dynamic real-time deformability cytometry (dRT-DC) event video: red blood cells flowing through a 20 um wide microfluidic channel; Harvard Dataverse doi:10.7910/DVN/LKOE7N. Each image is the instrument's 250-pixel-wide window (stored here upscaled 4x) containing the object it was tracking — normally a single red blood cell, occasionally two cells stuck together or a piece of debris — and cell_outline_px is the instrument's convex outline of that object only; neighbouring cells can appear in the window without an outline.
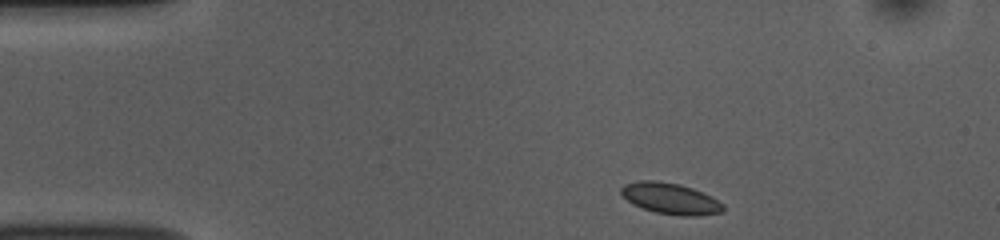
{"species": "common noctule bat (a hibernating species)", "species_latin": "Nyctalus noctula", "temperature_condition": "room temperature", "stored_images_in_passage": 45, "camera_frame_rate_fps": 3000, "um_per_image_px": 0.085, "animal": {"sex": "female", "body_mass_g": 10.0, "forearm_length_mm": 53.1}, "frame": {"image": 1, "passage_image": 1, "time_ms": 0.0, "image_size_px": [1000, 240], "cell_outline_px": [[724, 212], [700, 216], [680, 216], [656, 212], [632, 204], [620, 192], [620, 188], [624, 184], [640, 180], [656, 180], [680, 184], [692, 188], [712, 196], [724, 204]], "centroid_in_image_um": [57.02, 16.88], "position_along_channel_um": 28.0, "area_um2": 18.67}}
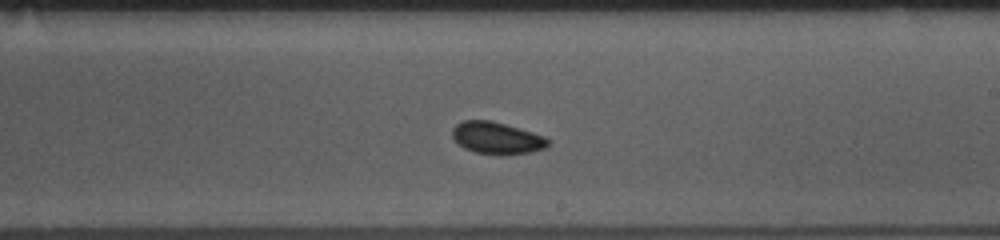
{"frame": {"image": 2, "passage_image": 23, "time_ms": 7.333, "image_size_px": [1000, 240], "cell_outline_px": [[548, 144], [544, 148], [532, 152], [500, 156], [476, 152], [464, 148], [452, 136], [452, 128], [456, 124], [464, 120], [492, 120], [532, 132], [544, 136], [548, 140]], "centroid_in_image_um": [42.22, 11.74], "position_along_channel_um": 246.8, "area_um2": 17.86}}
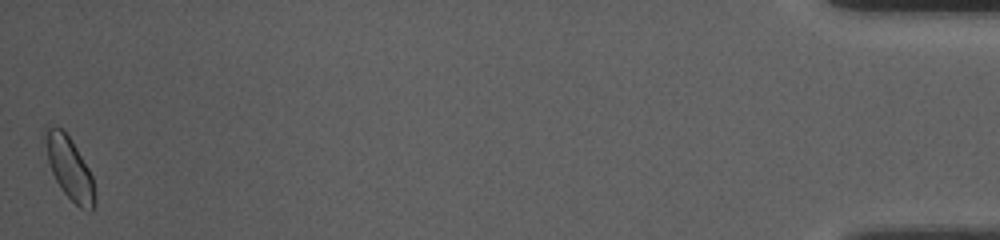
{"frame": {"image": 3, "passage_image": 45, "time_ms": 14.667, "image_size_px": [1000, 240], "cell_outline_px": [[96, 200], [92, 212], [88, 212], [80, 208], [64, 192], [56, 180], [52, 172], [48, 160], [44, 128], [44, 124], [48, 124], [64, 128], [72, 140], [88, 168], [92, 176], [96, 196]], "centroid_in_image_um": [5.92, 14.26], "position_along_channel_um": 429.3, "area_um2": 18.09}, "authors_computed_cell_mechanics": {"area_um2": 17.5712, "velocity_mm_per_s": 3.7527, "shape_relaxation_time_tau1_ms": 1.6643, "shape_relaxation_time_tau2_ms": 3.5231, "deformation_change_tau1": 0.0392, "deformation_change_tau2": 0.072}}